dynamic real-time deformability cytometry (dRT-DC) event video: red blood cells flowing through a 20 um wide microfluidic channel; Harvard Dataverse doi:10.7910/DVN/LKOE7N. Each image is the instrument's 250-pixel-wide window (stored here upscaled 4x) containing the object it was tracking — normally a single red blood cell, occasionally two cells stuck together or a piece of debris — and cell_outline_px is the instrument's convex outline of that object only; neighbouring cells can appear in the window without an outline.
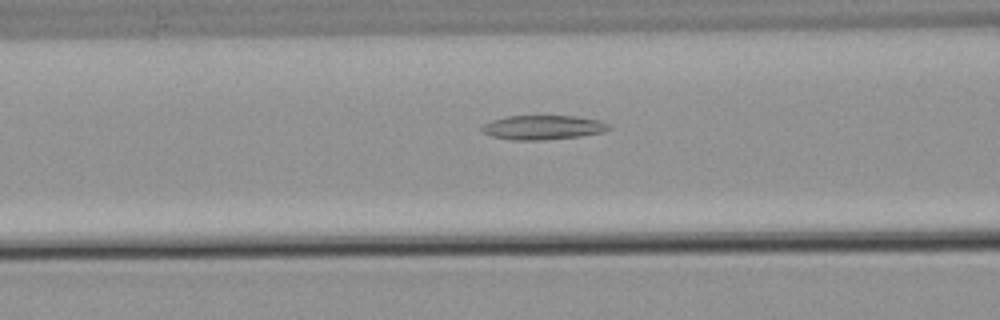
{"species": "common noctule bat (a hibernating species)", "species_latin": "Nyctalus noctula", "temperature_condition": "warm", "stored_images_in_passage": 33, "segment_of_instrument_passage": [1, 2], "camera_frame_rate_fps": 3000, "um_per_image_px": 0.085, "animal": {"sex": "male", "body_mass_g": 21.5, "forearm_length_mm": 52.0}, "frame": {"image": 1, "passage_image": 6, "time_ms": 1.667, "image_size_px": [1000, 320], "cell_outline_px": [[612, 128], [604, 132], [580, 136], [540, 140], [512, 140], [492, 136], [480, 132], [480, 128], [484, 124], [492, 120], [508, 116], [576, 116], [600, 120], [608, 124]], "centroid_in_image_um": [46.14, 10.83], "position_along_channel_um": 120.5, "area_um2": 18.03}}
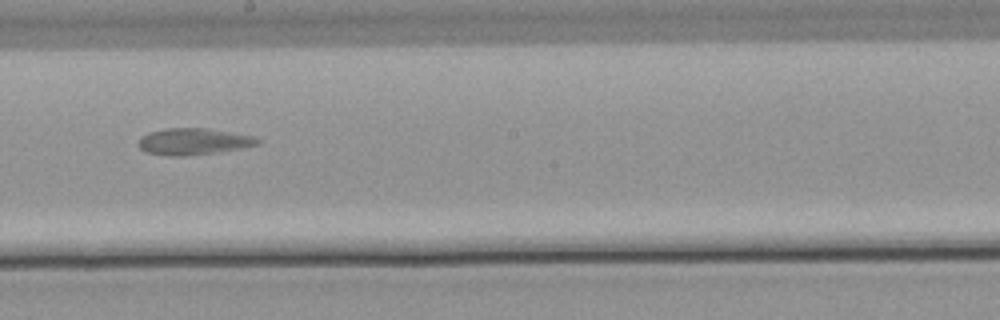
{"frame": {"image": 2, "passage_image": 15, "time_ms": 4.667, "image_size_px": [1000, 320], "cell_outline_px": [[260, 144], [220, 152], [184, 156], [172, 156], [148, 152], [140, 148], [140, 136], [148, 132], [164, 128], [208, 128], [256, 136], [260, 140]], "centroid_in_image_um": [16.49, 12.01], "position_along_channel_um": 231.7, "area_um2": 18.5}}
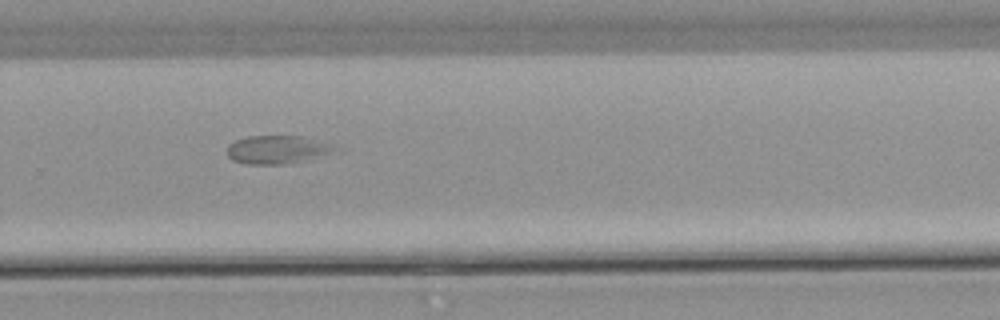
{"frame": {"image": 3, "passage_image": 21, "time_ms": 6.667, "image_size_px": [1000, 320], "cell_outline_px": [[332, 148], [324, 152], [280, 164], [248, 164], [232, 160], [228, 156], [228, 144], [236, 140], [248, 136], [300, 136]], "centroid_in_image_um": [23.22, 12.7], "position_along_channel_um": 306.6, "area_um2": 16.01}}